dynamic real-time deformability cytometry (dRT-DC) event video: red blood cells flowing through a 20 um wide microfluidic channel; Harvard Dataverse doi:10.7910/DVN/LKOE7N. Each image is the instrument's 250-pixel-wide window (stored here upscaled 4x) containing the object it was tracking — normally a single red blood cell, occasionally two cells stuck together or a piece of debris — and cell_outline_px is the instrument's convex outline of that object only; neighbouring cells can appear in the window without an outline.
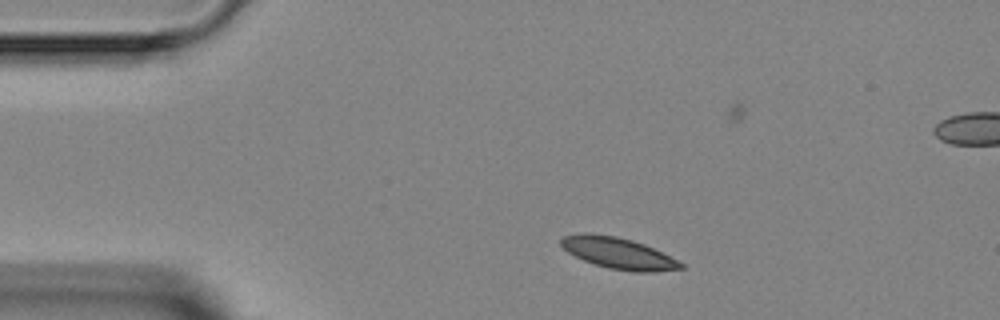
{"species": "Egyptian fruit bat (a non-hibernating species)", "species_latin": "Rousettus aegyptiacus", "temperature_condition": "room temperature", "stored_images_in_passage": 3, "camera_frame_rate_fps": 3000, "um_per_image_px": 0.085, "animal": {"sex": "female"}, "frame": {"image": 1, "passage_image": 1, "time_ms": 0.0, "image_size_px": [1000, 320], "cell_outline_px": [[684, 268], [656, 272], [632, 272], [608, 268], [584, 260], [568, 252], [560, 244], [560, 240], [564, 236], [580, 232], [588, 232], [616, 236], [632, 240], [644, 244], [684, 264]], "centroid_in_image_um": [52.53, 21.51], "position_along_channel_um": 32.5, "area_um2": 21.73}}